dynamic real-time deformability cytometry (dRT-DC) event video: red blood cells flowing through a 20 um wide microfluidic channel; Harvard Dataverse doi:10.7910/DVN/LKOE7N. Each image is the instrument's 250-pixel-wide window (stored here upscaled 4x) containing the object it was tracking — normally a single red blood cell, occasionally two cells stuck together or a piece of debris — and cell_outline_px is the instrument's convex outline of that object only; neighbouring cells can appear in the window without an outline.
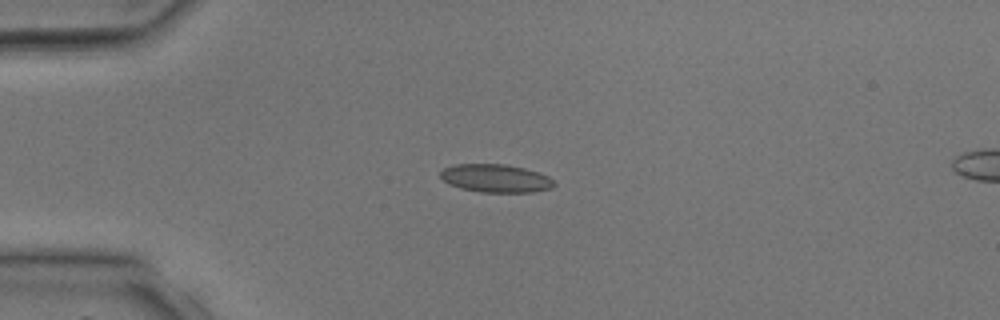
{"species": "common noctule bat (a hibernating species)", "species_latin": "Nyctalus noctula", "temperature_condition": "room temperature", "stored_images_in_passage": 3, "camera_frame_rate_fps": 3000, "um_per_image_px": 0.085, "animal": {"sex": "male", "body_mass_g": 17.9, "forearm_length_mm": 54.2}, "frame": {"image": 1, "passage_image": 2, "time_ms": 1.667, "image_size_px": [1000, 320], "cell_outline_px": [[556, 184], [552, 188], [532, 192], [480, 192], [460, 188], [448, 184], [440, 176], [440, 172], [444, 168], [452, 164], [504, 164], [524, 168], [548, 176]], "centroid_in_image_um": [42.11, 15.16], "position_along_channel_um": 42.9, "area_um2": 18.61}}